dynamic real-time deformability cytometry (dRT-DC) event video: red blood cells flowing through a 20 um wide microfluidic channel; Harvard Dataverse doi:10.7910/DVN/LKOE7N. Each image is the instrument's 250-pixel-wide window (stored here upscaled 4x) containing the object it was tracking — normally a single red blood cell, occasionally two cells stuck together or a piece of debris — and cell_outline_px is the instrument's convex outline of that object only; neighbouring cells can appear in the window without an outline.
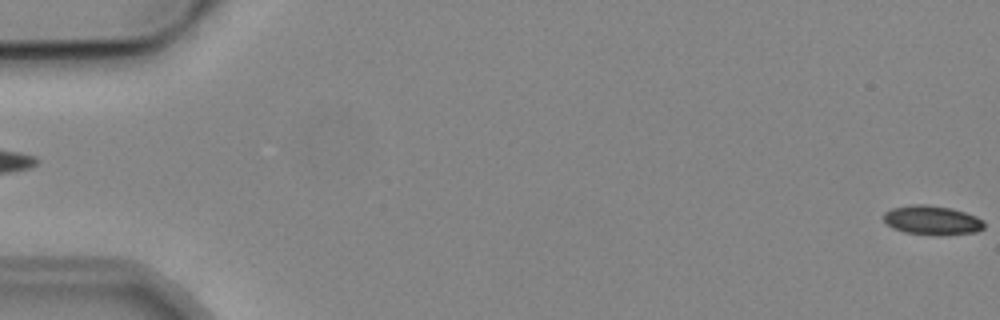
{"species": "common noctule bat (a hibernating species)", "species_latin": "Nyctalus noctula", "temperature_condition": "cold", "stored_images_in_passage": 2, "segment_of_instrument_passage": [2, 2], "camera_frame_rate_fps": 3000, "um_per_image_px": 0.085, "animal": {"sex": "male", "body_mass_g": 19.2, "forearm_length_mm": 51.8}, "frame": {"image": 1, "passage_image": 2, "time_ms": 1.333, "image_size_px": [1000, 320], "cell_outline_px": [[984, 228], [976, 232], [940, 236], [936, 236], [904, 232], [892, 228], [884, 220], [884, 212], [892, 208], [912, 204], [928, 204], [952, 208], [976, 216], [984, 220]], "centroid_in_image_um": [79.24, 18.72], "position_along_channel_um": 5.8, "area_um2": 17.4}}